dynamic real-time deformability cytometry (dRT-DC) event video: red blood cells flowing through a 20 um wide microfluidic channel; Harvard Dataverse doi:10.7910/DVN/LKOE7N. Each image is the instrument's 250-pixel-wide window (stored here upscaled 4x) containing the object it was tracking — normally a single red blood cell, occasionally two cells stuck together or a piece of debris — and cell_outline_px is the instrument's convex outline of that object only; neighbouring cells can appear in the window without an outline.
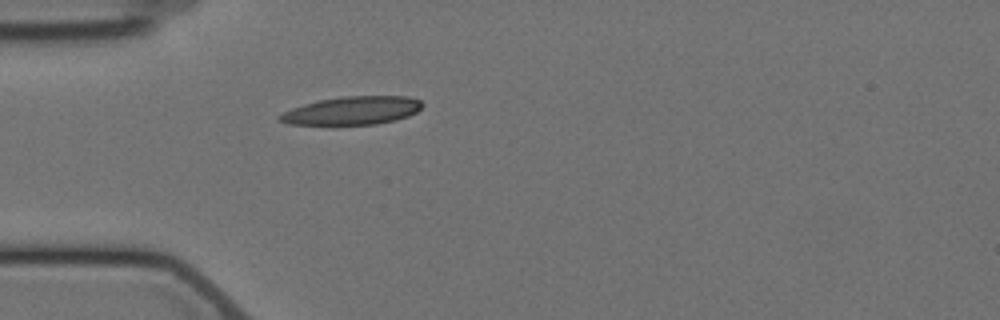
{"species": "Egyptian fruit bat (a non-hibernating species)", "species_latin": "Rousettus aegyptiacus", "temperature_condition": "cold", "stored_images_in_passage": 4, "camera_frame_rate_fps": 3000, "um_per_image_px": 0.085, "animal": {"sex": "female"}, "frame": {"image": 1, "passage_image": 4, "time_ms": 4.333, "image_size_px": [1000, 320], "cell_outline_px": [[424, 104], [416, 112], [408, 116], [396, 120], [376, 124], [288, 124], [276, 120], [276, 116], [292, 108], [304, 104], [320, 100], [344, 96], [408, 96], [420, 100]], "centroid_in_image_um": [29.94, 9.4], "position_along_channel_um": 55.1, "area_um2": 23.35}}